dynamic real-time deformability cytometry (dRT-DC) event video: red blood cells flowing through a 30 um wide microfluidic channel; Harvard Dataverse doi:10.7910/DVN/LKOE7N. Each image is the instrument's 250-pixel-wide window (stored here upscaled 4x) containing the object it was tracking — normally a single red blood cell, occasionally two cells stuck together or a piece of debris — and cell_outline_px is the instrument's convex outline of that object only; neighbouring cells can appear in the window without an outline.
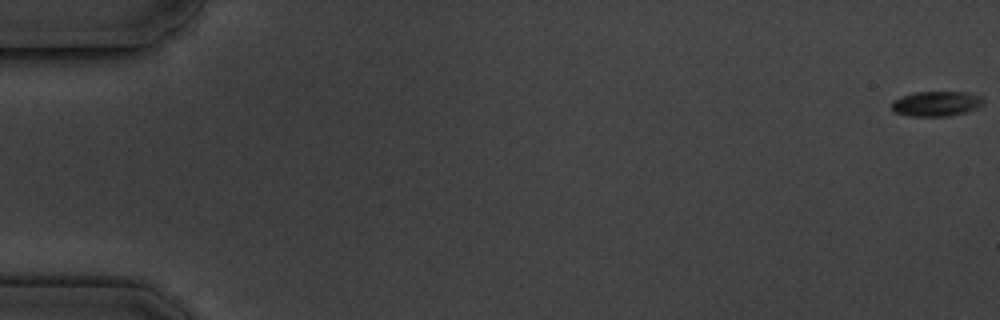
{"species": "common noctule bat (a hibernating species)", "species_latin": "Nyctalus noctula", "temperature_condition": "cold", "stored_images_in_passage": 5, "camera_frame_rate_fps": 3000, "um_per_image_px": 0.085, "animal": {"sex": "male", "body_mass_g": 19.5, "forearm_length_mm": 54.6}, "frame": {"image": 1, "passage_image": 1, "time_ms": 0.0, "image_size_px": [1000, 320], "cell_outline_px": [[984, 104], [976, 108], [964, 112], [948, 116], [908, 116], [892, 112], [892, 100], [900, 96], [916, 92], [968, 92], [984, 96]], "centroid_in_image_um": [79.58, 8.81], "position_along_channel_um": 5.4, "area_um2": 13.58}}